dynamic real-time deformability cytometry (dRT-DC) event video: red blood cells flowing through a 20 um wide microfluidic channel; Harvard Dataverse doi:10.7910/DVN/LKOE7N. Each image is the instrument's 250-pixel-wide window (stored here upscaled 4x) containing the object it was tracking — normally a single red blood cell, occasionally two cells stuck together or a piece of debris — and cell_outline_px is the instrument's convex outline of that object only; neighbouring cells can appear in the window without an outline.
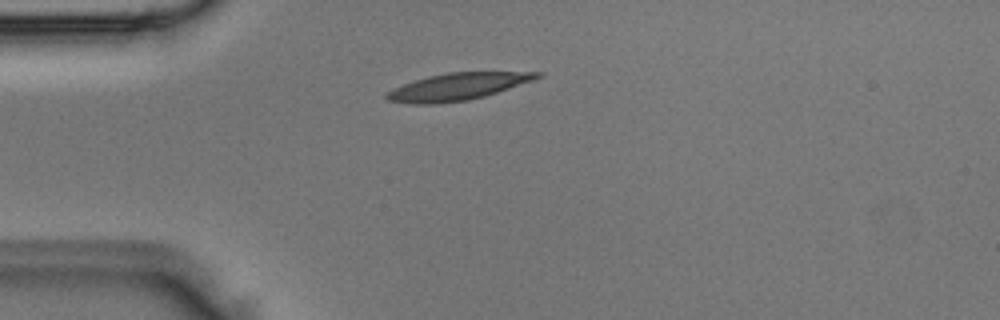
{"species": "Egyptian fruit bat (a non-hibernating species)", "species_latin": "Rousettus aegyptiacus", "temperature_condition": "room temperature", "stored_images_in_passage": 2, "camera_frame_rate_fps": 3000, "um_per_image_px": 0.085, "animal": {"sex": "male"}, "frame": {"image": 1, "passage_image": 1, "time_ms": 0.0, "image_size_px": [1000, 320], "cell_outline_px": [[544, 76], [484, 96], [468, 100], [432, 104], [412, 104], [388, 100], [384, 96], [384, 92], [404, 84], [428, 76], [448, 72], [544, 72]], "centroid_in_image_um": [38.86, 7.36], "position_along_channel_um": 46.1, "area_um2": 23.47}}